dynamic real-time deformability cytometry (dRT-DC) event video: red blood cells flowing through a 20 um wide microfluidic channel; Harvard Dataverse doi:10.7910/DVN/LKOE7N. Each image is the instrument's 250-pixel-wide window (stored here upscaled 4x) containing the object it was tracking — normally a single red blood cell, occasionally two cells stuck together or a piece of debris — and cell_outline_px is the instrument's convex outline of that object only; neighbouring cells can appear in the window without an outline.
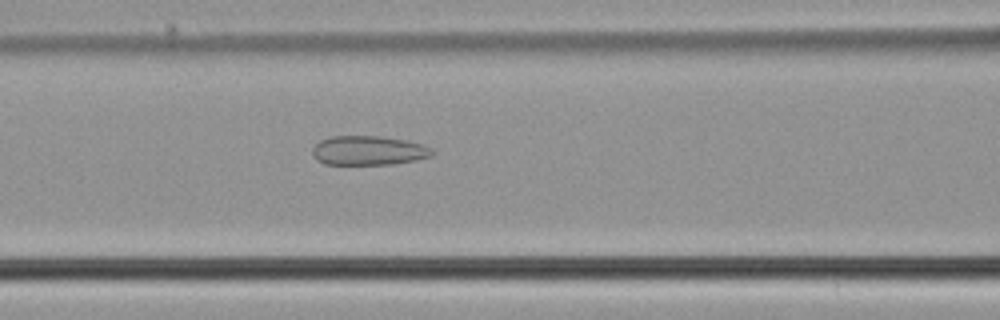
{"species": "common noctule bat (a hibernating species)", "species_latin": "Nyctalus noctula", "temperature_condition": "cold", "stored_images_in_passage": 55, "camera_frame_rate_fps": 3000, "um_per_image_px": 0.085, "animal": {"sex": "male", "body_mass_g": 21.5, "forearm_length_mm": 52.0}, "frame": {"image": 1, "passage_image": 23, "time_ms": 7.333, "image_size_px": [1000, 320], "cell_outline_px": [[436, 152], [432, 156], [416, 160], [392, 164], [324, 164], [316, 160], [312, 152], [312, 148], [320, 140], [328, 136], [380, 136], [408, 140], [432, 148]], "centroid_in_image_um": [31.33, 12.79], "position_along_channel_um": 135.3, "area_um2": 20.63}}
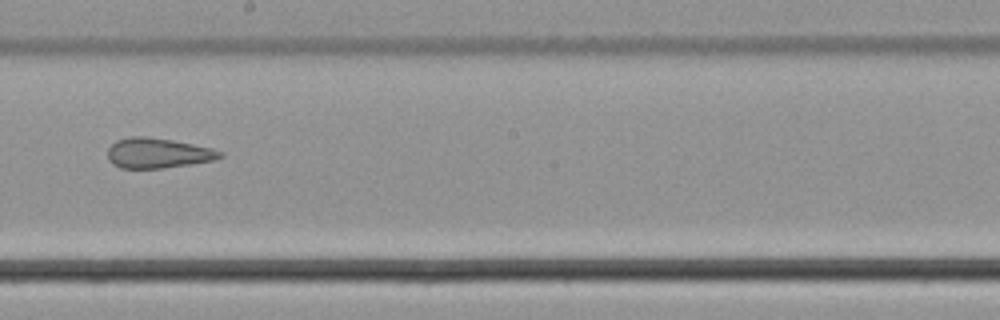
{"frame": {"image": 2, "passage_image": 31, "time_ms": 10.0, "image_size_px": [1000, 320], "cell_outline_px": [[224, 156], [216, 160], [192, 164], [164, 168], [120, 168], [112, 164], [108, 160], [108, 148], [116, 140], [128, 136], [144, 136], [172, 140], [212, 148], [224, 152]], "centroid_in_image_um": [13.43, 13.01], "position_along_channel_um": 234.8, "area_um2": 19.94}}
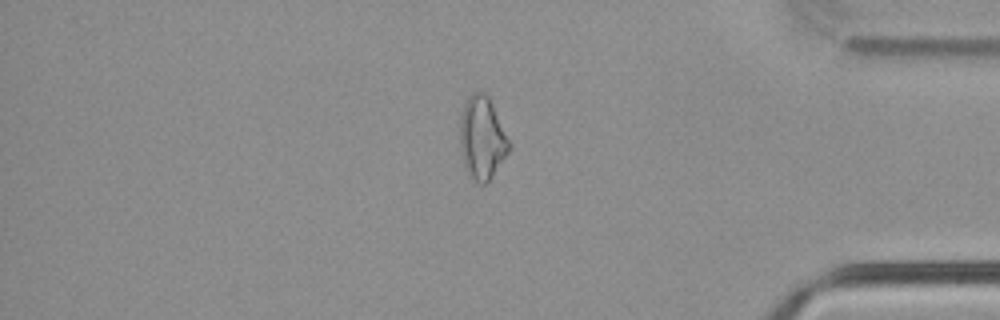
{"frame": {"image": 3, "passage_image": 46, "time_ms": 15.0, "image_size_px": [1000, 320], "cell_outline_px": [[512, 148], [488, 180], [484, 184], [480, 184], [468, 176], [464, 168], [460, 148], [460, 116], [464, 104], [468, 96], [472, 92], [484, 92], [488, 96], [512, 144]], "centroid_in_image_um": [40.97, 11.73], "position_along_channel_um": 394.2, "area_um2": 23.87}, "authors_computed_cell_mechanics": {"area_um2": 24.0448, "velocity_mm_per_s": 3.7367, "shape_relaxation_time_tau1_ms": null, "shape_relaxation_time_tau2_ms": 2.2989, "deformation_change_tau1": null, "deformation_change_tau2": 0.1182}}